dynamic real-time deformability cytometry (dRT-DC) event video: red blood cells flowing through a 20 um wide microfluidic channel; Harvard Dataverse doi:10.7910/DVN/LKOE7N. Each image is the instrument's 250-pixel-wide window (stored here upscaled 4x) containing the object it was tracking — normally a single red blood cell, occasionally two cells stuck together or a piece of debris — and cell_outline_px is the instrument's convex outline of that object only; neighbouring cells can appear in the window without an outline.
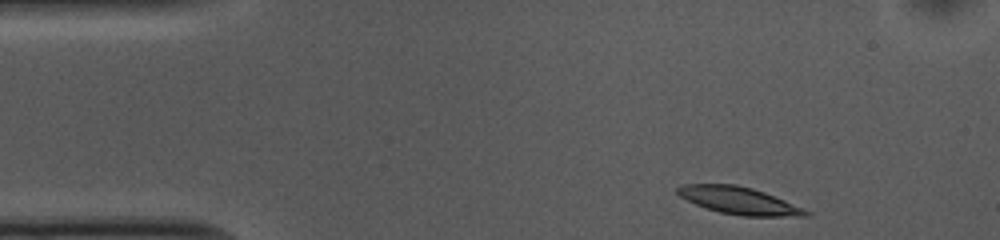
{"species": "common noctule bat (a hibernating species)", "species_latin": "Nyctalus noctula", "temperature_condition": "cold", "stored_images_in_passage": 43, "camera_frame_rate_fps": 3000, "um_per_image_px": 0.085, "animal": {"sex": "female", "body_mass_g": 10.0, "forearm_length_mm": 53.1}, "frame": {"image": 1, "passage_image": 1, "time_ms": 0.0, "image_size_px": [1000, 240], "cell_outline_px": [[812, 212], [808, 216], [744, 216], [720, 212], [704, 208], [680, 196], [676, 192], [676, 188], [684, 184], [736, 184], [752, 188], [764, 192], [804, 208]], "centroid_in_image_um": [62.82, 17.05], "position_along_channel_um": 22.2, "area_um2": 20.29}}
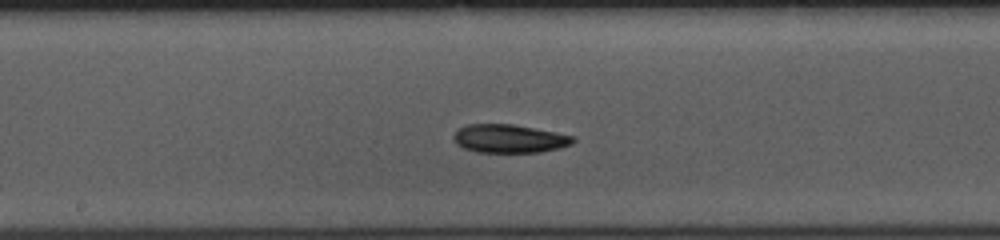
{"frame": {"image": 2, "passage_image": 21, "time_ms": 6.667, "image_size_px": [1000, 240], "cell_outline_px": [[576, 140], [572, 144], [560, 148], [540, 152], [476, 152], [464, 148], [456, 144], [452, 136], [464, 124], [512, 124], [556, 132], [576, 136]], "centroid_in_image_um": [43.31, 11.78], "position_along_channel_um": 204.9, "area_um2": 19.88}}
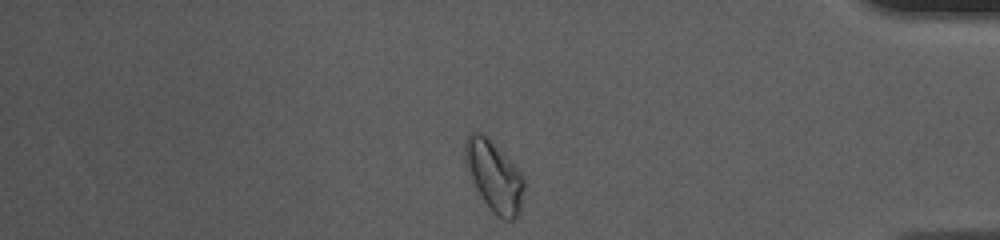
{"frame": {"image": 3, "passage_image": 39, "time_ms": 12.667, "image_size_px": [1000, 240], "cell_outline_px": [[524, 188], [520, 212], [516, 220], [504, 220], [496, 216], [492, 212], [480, 196], [464, 164], [464, 140], [472, 132], [480, 132], [520, 172], [524, 180]], "centroid_in_image_um": [41.98, 15.05], "position_along_channel_um": 393.2, "area_um2": 23.87}, "authors_computed_cell_mechanics": {"area_um2": 20.2878, "velocity_mm_per_s": 3.6792, "shape_relaxation_time_tau1_ms": 5.033, "shape_relaxation_time_tau2_ms": 3.8834, "deformation_change_tau1": 0.117, "deformation_change_tau2": 0.098}}